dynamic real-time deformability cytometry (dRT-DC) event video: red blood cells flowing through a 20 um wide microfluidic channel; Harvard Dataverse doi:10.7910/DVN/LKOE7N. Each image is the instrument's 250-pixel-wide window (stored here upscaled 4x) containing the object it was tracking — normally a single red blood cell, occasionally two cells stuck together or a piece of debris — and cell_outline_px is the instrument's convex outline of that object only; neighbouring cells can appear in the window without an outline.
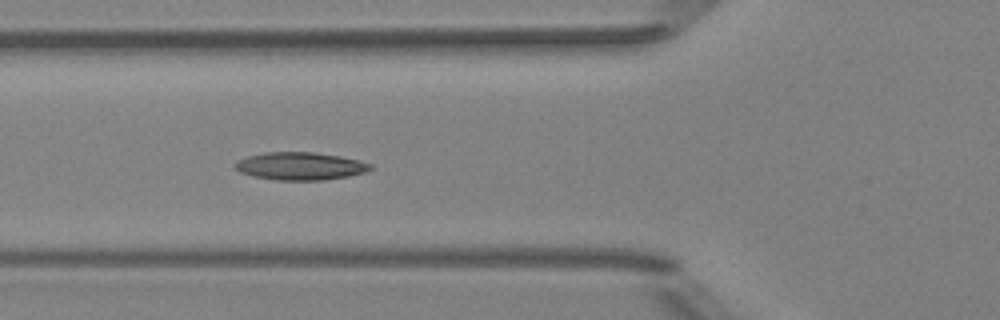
{"species": "Egyptian fruit bat (a non-hibernating species)", "species_latin": "Rousettus aegyptiacus", "temperature_condition": "room temperature", "stored_images_in_passage": 5, "camera_frame_rate_fps": 3000, "um_per_image_px": 0.085, "animal": {"sex": "female"}, "frame": {"image": 1, "passage_image": 5, "time_ms": 4.667, "image_size_px": [1000, 320], "cell_outline_px": [[372, 168], [364, 172], [348, 176], [324, 180], [276, 180], [252, 176], [240, 172], [232, 164], [236, 160], [248, 156], [264, 152], [312, 152], [340, 156], [360, 160], [372, 164]], "centroid_in_image_um": [25.49, 14.11], "position_along_channel_um": 100.3, "area_um2": 21.96}}